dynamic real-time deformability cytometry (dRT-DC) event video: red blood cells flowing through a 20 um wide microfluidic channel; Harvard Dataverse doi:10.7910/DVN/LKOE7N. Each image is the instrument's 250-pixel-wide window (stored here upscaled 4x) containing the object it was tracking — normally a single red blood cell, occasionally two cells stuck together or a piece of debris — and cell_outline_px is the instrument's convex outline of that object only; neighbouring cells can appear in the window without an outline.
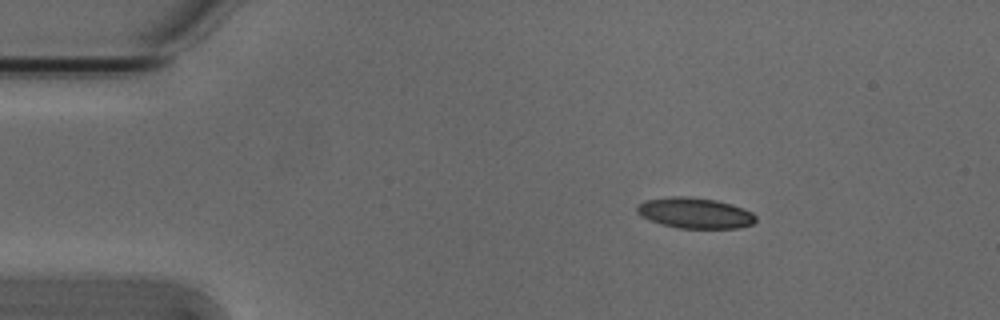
{"species": "Egyptian fruit bat (a non-hibernating species)", "species_latin": "Rousettus aegyptiacus", "temperature_condition": "cold", "stored_images_in_passage": 2, "camera_frame_rate_fps": 3000, "um_per_image_px": 0.085, "animal": {"sex": "male"}, "frame": {"image": 1, "passage_image": 1, "time_ms": 0.0, "image_size_px": [1000, 320], "cell_outline_px": [[756, 220], [752, 224], [740, 228], [680, 228], [660, 224], [640, 216], [636, 212], [636, 208], [644, 200], [672, 196], [684, 196], [716, 200], [732, 204], [744, 208], [752, 212], [756, 216]], "centroid_in_image_um": [59.07, 18.1], "position_along_channel_um": 25.9, "area_um2": 21.33}}